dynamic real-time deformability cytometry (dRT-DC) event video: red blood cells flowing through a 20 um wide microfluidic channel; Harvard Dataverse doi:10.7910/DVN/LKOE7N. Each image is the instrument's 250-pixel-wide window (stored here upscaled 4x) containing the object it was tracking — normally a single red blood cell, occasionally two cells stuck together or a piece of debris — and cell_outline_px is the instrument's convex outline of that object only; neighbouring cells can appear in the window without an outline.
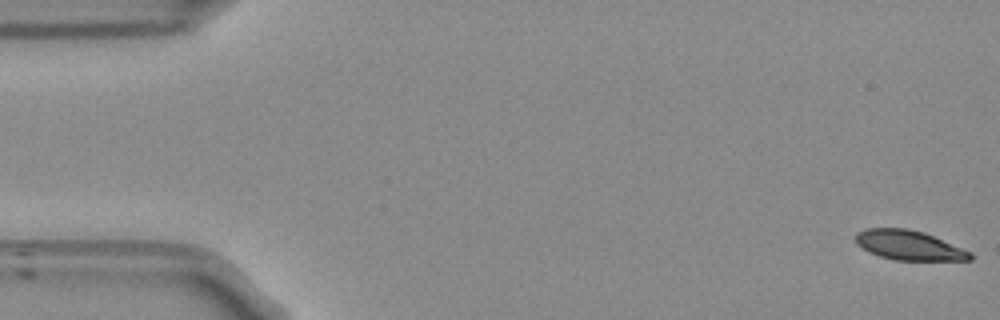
{"species": "Egyptian fruit bat (a non-hibernating species)", "species_latin": "Rousettus aegyptiacus", "temperature_condition": "room temperature", "stored_images_in_passage": 15, "camera_frame_rate_fps": 3000, "um_per_image_px": 0.085, "frame": {"image": 1, "passage_image": 1, "time_ms": 0.0, "image_size_px": [1000, 320], "cell_outline_px": [[972, 260], [896, 260], [880, 256], [868, 252], [856, 244], [856, 232], [864, 228], [908, 228], [924, 232], [972, 252]], "centroid_in_image_um": [77.24, 20.84], "position_along_channel_um": 7.8, "area_um2": 19.83}}
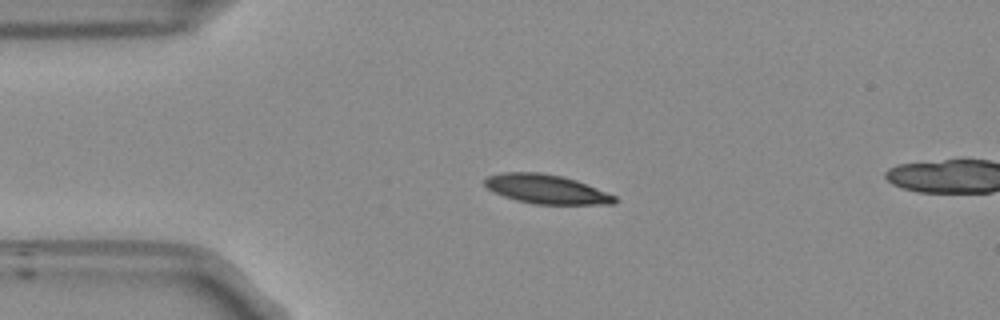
{"frame": {"image": 2, "passage_image": 12, "time_ms": 3.667, "image_size_px": [1000, 320], "cell_outline_px": [[616, 204], [536, 204], [516, 200], [504, 196], [488, 188], [484, 184], [484, 180], [488, 176], [504, 172], [540, 172], [560, 176], [576, 180], [616, 196]], "centroid_in_image_um": [46.44, 16.08], "position_along_channel_um": 38.6, "area_um2": 21.79}}